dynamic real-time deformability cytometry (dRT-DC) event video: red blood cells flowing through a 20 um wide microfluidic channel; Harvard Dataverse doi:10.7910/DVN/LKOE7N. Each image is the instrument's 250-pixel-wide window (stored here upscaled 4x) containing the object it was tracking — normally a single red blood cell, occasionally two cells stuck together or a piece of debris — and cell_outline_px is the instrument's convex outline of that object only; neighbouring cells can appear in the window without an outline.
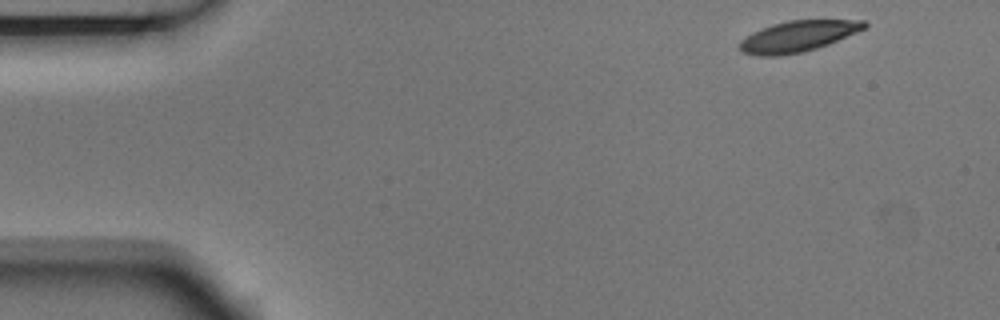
{"species": "Egyptian fruit bat (a non-hibernating species)", "species_latin": "Rousettus aegyptiacus", "temperature_condition": "room temperature", "stored_images_in_passage": 4, "camera_frame_rate_fps": 3000, "um_per_image_px": 0.085, "animal": {"sex": "male"}, "frame": {"image": 1, "passage_image": 1, "time_ms": 0.0, "image_size_px": [1000, 320], "cell_outline_px": [[868, 24], [864, 28], [856, 32], [828, 44], [816, 48], [800, 52], [780, 56], [760, 56], [744, 52], [740, 48], [740, 40], [752, 32], [772, 24], [788, 20], [864, 20]], "centroid_in_image_um": [67.8, 3.08], "position_along_channel_um": 17.2, "area_um2": 22.2}}